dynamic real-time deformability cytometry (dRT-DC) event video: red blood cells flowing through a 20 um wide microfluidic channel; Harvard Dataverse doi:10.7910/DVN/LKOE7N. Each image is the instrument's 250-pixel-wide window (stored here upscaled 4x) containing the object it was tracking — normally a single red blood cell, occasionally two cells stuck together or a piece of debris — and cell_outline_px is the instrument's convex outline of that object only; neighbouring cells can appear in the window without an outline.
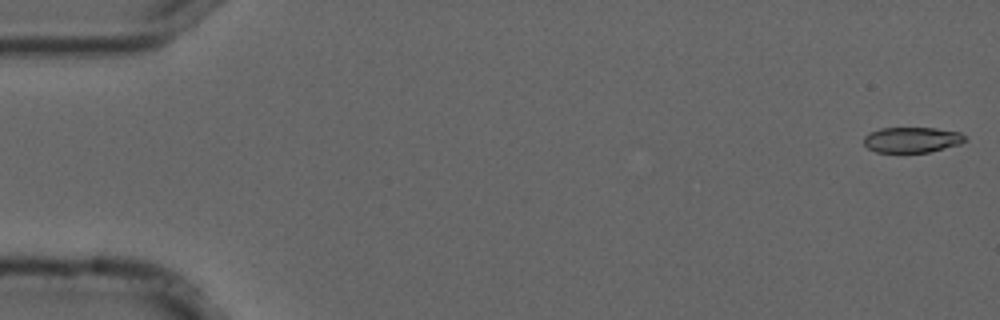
{"species": "common noctule bat (a hibernating species)", "species_latin": "Nyctalus noctula", "temperature_condition": "cold", "stored_images_in_passage": 55, "camera_frame_rate_fps": 3000, "um_per_image_px": 0.085, "animal": {"sex": "male", "forearm_length_mm": 52.5}, "frame": {"image": 1, "passage_image": 1, "time_ms": 0.0, "image_size_px": [1000, 320], "cell_outline_px": [[968, 140], [960, 144], [928, 152], [876, 152], [868, 148], [864, 144], [864, 136], [868, 132], [880, 128], [936, 128], [960, 132]], "centroid_in_image_um": [77.5, 11.87], "position_along_channel_um": 7.5, "area_um2": 15.09}}
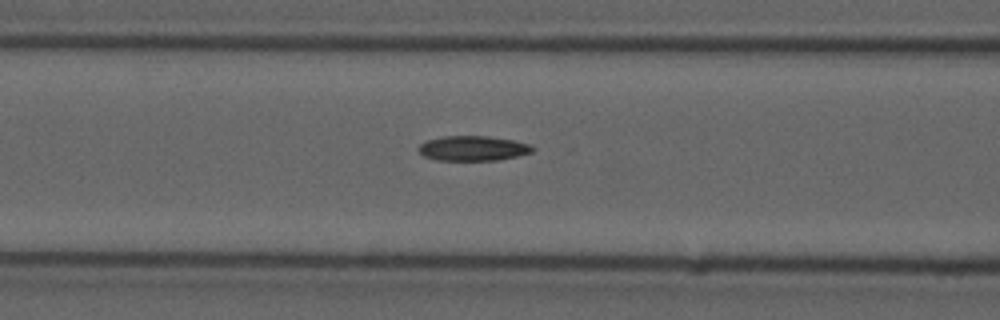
{"frame": {"image": 2, "passage_image": 22, "time_ms": 7.0, "image_size_px": [1000, 320], "cell_outline_px": [[536, 148], [532, 152], [500, 160], [436, 160], [424, 156], [416, 148], [420, 144], [428, 140], [444, 136], [488, 136], [512, 140], [532, 144]], "centroid_in_image_um": [40.22, 12.61], "position_along_channel_um": 126.4, "area_um2": 16.59}}
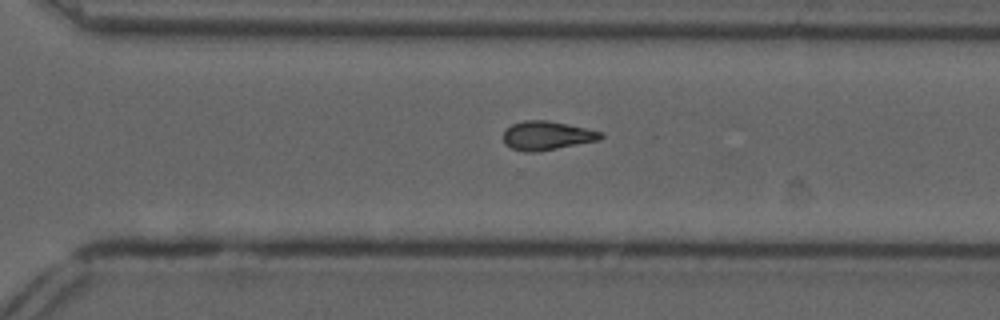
{"frame": {"image": 3, "passage_image": 38, "time_ms": 12.333, "image_size_px": [1000, 320], "cell_outline_px": [[604, 136], [600, 140], [536, 152], [524, 152], [512, 148], [504, 144], [504, 132], [512, 124], [524, 120], [548, 120], [568, 124], [604, 132]], "centroid_in_image_um": [46.51, 11.52], "position_along_channel_um": 324.1, "area_um2": 16.42}, "authors_computed_cell_mechanics": {"area_um2": 16.2418, "velocity_mm_per_s": 3.714, "shape_relaxation_time_tau1_ms": 9.6723, "shape_relaxation_time_tau2_ms": 9.807, "deformation_change_tau1": 0.1942, "deformation_change_tau2": 0.1919}}